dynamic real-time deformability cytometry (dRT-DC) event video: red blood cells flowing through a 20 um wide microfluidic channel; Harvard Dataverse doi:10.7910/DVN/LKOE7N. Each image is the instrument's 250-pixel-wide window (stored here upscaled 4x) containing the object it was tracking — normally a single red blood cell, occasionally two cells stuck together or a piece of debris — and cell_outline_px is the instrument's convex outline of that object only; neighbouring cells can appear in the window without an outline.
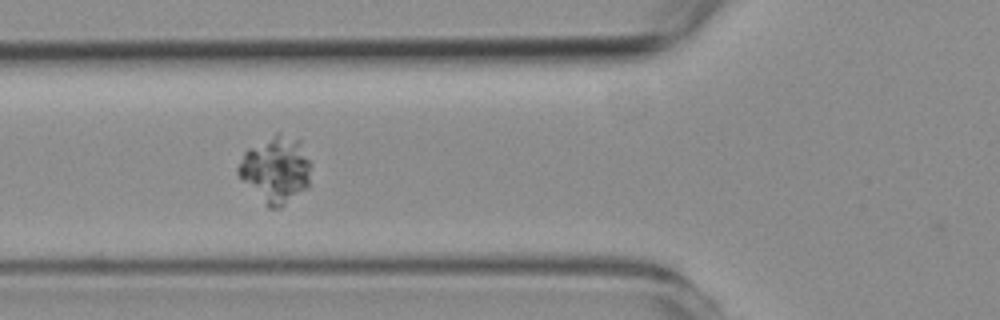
{"species": "common noctule bat (a hibernating species)", "species_latin": "Nyctalus noctula", "temperature_condition": "room temperature", "stored_images_in_passage": 34, "camera_frame_rate_fps": 3000, "um_per_image_px": 0.085, "animal": {"sex": "female", "body_mass_g": 19.3, "forearm_length_mm": 54.1}, "frame": {"image": 1, "passage_image": 5, "time_ms": 1.333, "image_size_px": [1000, 320], "cell_outline_px": [[312, 164], [308, 188], [280, 208], [268, 208], [240, 180], [236, 172], [236, 168], [244, 152], [248, 148], [276, 132], [280, 132], [300, 140]], "centroid_in_image_um": [23.43, 14.42], "position_along_channel_um": 102.4, "area_um2": 28.96}}
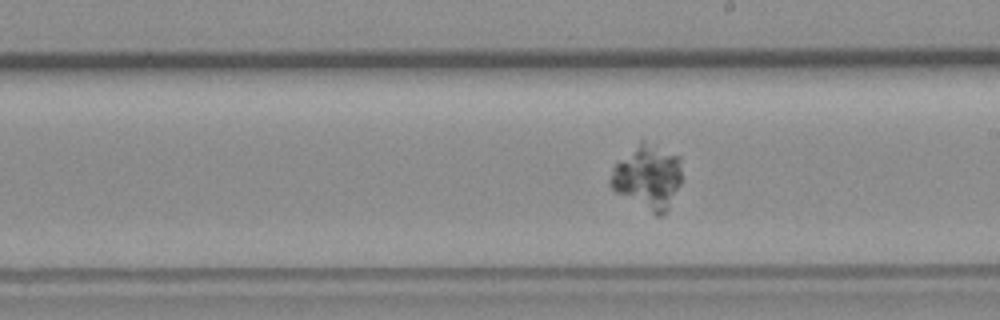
{"frame": {"image": 2, "passage_image": 17, "time_ms": 5.333, "image_size_px": [1000, 320], "cell_outline_px": [[680, 184], [668, 208], [660, 216], [656, 216], [616, 192], [608, 184], [608, 180], [612, 168], [640, 136], [680, 156]], "centroid_in_image_um": [55.02, 14.97], "position_along_channel_um": 234.0, "area_um2": 27.34}}
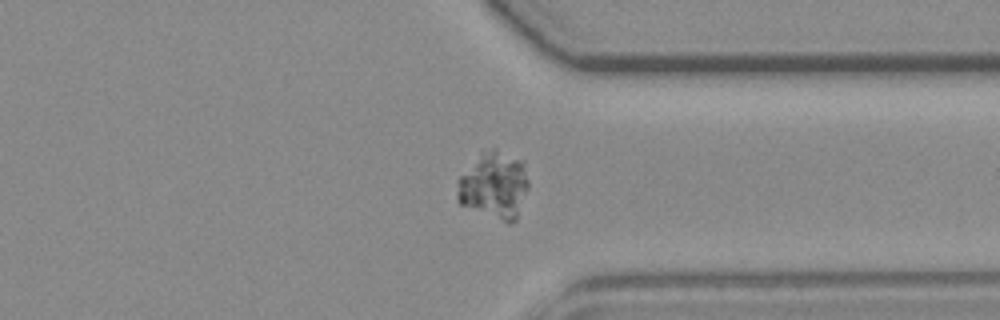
{"frame": {"image": 3, "passage_image": 29, "time_ms": 9.333, "image_size_px": [1000, 320], "cell_outline_px": [[528, 188], [516, 220], [508, 224], [460, 204], [456, 200], [456, 180], [480, 152], [492, 148], [496, 148], [524, 160], [528, 180]], "centroid_in_image_um": [41.99, 15.73], "position_along_channel_um": 369.4, "area_um2": 28.44}}